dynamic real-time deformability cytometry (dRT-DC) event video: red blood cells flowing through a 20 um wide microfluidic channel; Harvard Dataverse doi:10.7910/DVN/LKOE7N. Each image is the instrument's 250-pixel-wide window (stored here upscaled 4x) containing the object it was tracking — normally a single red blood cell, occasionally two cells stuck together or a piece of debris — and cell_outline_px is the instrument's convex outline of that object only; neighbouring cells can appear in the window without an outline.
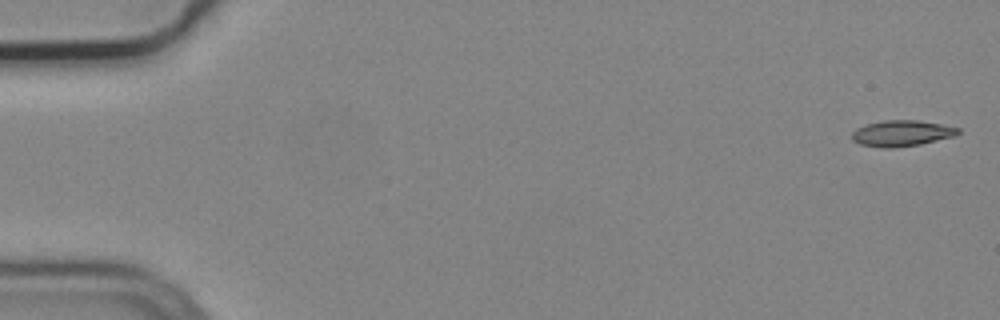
{"species": "common noctule bat (a hibernating species)", "species_latin": "Nyctalus noctula", "temperature_condition": "cold", "stored_images_in_passage": 6, "segment_of_instrument_passage": [1, 2], "camera_frame_rate_fps": 3000, "um_per_image_px": 0.085, "animal": {"sex": "male", "body_mass_g": 19.2, "forearm_length_mm": 51.8}, "frame": {"image": 1, "passage_image": 1, "time_ms": 0.0, "image_size_px": [1000, 320], "cell_outline_px": [[960, 132], [956, 136], [920, 144], [892, 148], [884, 148], [860, 144], [852, 140], [852, 132], [856, 128], [868, 124], [884, 120], [916, 120], [940, 124], [960, 128]], "centroid_in_image_um": [76.65, 11.33], "position_along_channel_um": 8.3, "area_um2": 16.01}}
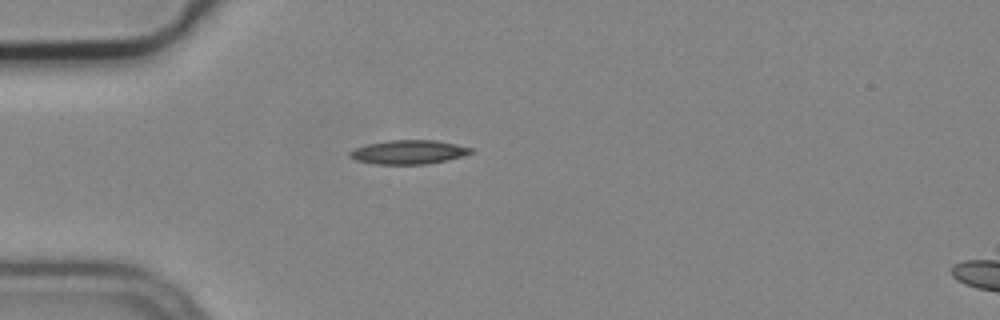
{"frame": {"image": 2, "passage_image": 5, "time_ms": 1.333, "image_size_px": [1000, 320], "cell_outline_px": [[476, 152], [464, 156], [448, 160], [428, 164], [376, 164], [356, 160], [348, 156], [348, 152], [356, 148], [368, 144], [388, 140], [436, 140], [476, 148]], "centroid_in_image_um": [34.81, 12.93], "position_along_channel_um": 50.2, "area_um2": 17.17}}